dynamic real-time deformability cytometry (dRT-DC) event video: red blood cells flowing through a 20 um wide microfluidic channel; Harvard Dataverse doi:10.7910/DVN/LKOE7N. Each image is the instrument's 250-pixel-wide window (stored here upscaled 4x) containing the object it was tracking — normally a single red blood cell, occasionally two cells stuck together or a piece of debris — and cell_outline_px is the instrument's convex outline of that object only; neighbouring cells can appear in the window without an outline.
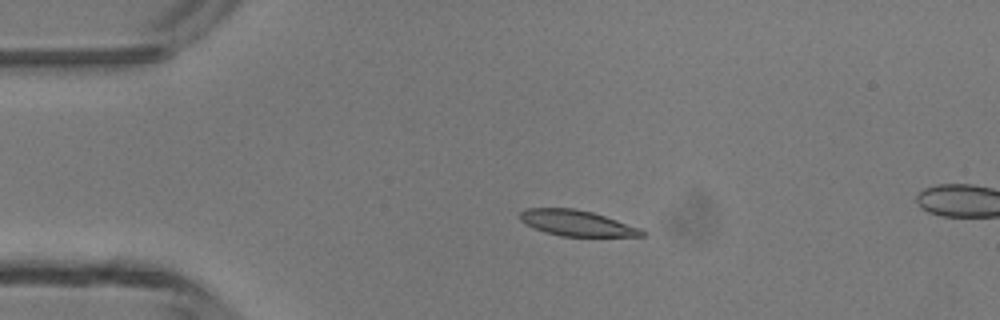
{"species": "common noctule bat (a hibernating species)", "species_latin": "Nyctalus noctula", "temperature_condition": "room temperature", "stored_images_in_passage": 5, "camera_frame_rate_fps": 3000, "um_per_image_px": 0.085, "animal": {"sex": "male", "body_mass_g": 13.3}, "frame": {"image": 1, "passage_image": 4, "time_ms": 3.333, "image_size_px": [1000, 320], "cell_outline_px": [[644, 236], [560, 236], [544, 232], [524, 224], [520, 220], [520, 212], [528, 208], [572, 208], [592, 212], [640, 228], [644, 232]], "centroid_in_image_um": [48.97, 18.96], "position_along_channel_um": 36.0, "area_um2": 18.09}}